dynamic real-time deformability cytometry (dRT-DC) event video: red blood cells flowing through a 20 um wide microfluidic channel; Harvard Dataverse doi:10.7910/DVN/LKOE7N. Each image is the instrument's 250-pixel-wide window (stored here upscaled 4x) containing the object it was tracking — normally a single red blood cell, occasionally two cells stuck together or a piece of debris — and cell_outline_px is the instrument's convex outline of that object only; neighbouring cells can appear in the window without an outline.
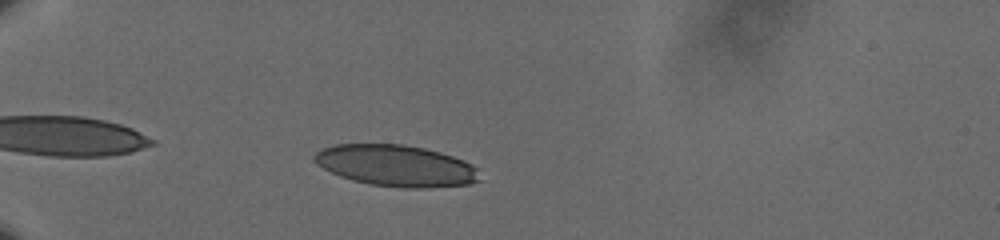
{"species": "human", "species_latin": "Homo sapiens", "temperature_condition": "cold", "stored_images_in_passage": 38, "camera_frame_rate_fps": 3000, "um_per_image_px": 0.085, "donor": {"sex": "male"}, "frame": {"image": 1, "passage_image": 5, "time_ms": 1.333, "image_size_px": [1000, 240], "cell_outline_px": [[480, 180], [468, 184], [428, 188], [404, 188], [368, 184], [352, 180], [340, 176], [316, 164], [312, 156], [316, 152], [324, 148], [336, 144], [404, 144], [424, 148], [440, 152], [464, 160], [472, 164], [476, 168]], "centroid_in_image_um": [33.66, 14.08], "position_along_channel_um": 51.3, "area_um2": 39.88}}
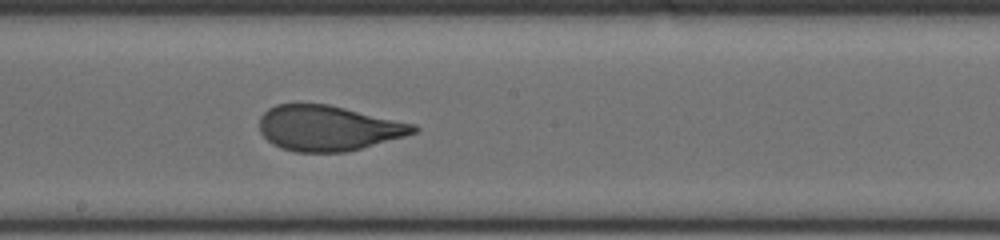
{"frame": {"image": 2, "passage_image": 22, "time_ms": 7.0, "image_size_px": [1000, 240], "cell_outline_px": [[420, 128], [416, 132], [404, 136], [360, 148], [344, 152], [296, 152], [280, 148], [272, 144], [260, 132], [260, 116], [268, 108], [276, 104], [328, 104], [416, 124]], "centroid_in_image_um": [27.88, 10.88], "position_along_channel_um": 220.3, "area_um2": 40.52}}
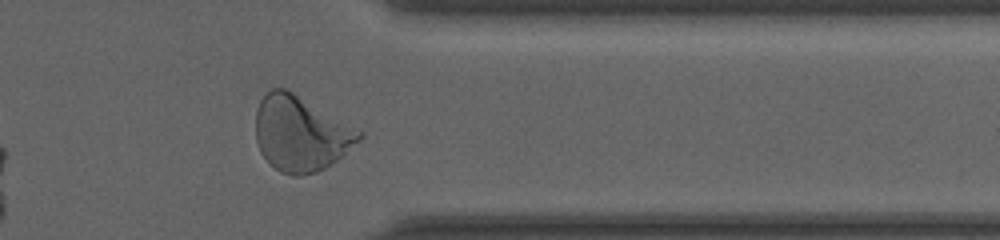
{"frame": {"image": 3, "passage_image": 36, "time_ms": 11.667, "image_size_px": [1000, 240], "cell_outline_px": [[364, 136], [344, 156], [324, 168], [316, 172], [300, 176], [292, 176], [280, 172], [260, 152], [256, 140], [256, 108], [260, 100], [272, 88], [284, 88], [292, 92], [364, 132]], "centroid_in_image_um": [25.57, 11.37], "position_along_channel_um": 385.8, "area_um2": 45.08}, "authors_computed_cell_mechanics": {"area_um2": 41.1536, "velocity_mm_per_s": 3.6039, "shape_relaxation_time_tau1_ms": 4.727, "shape_relaxation_time_tau2_ms": null, "deformation_change_tau1": 0.1847, "deformation_change_tau2": null}}